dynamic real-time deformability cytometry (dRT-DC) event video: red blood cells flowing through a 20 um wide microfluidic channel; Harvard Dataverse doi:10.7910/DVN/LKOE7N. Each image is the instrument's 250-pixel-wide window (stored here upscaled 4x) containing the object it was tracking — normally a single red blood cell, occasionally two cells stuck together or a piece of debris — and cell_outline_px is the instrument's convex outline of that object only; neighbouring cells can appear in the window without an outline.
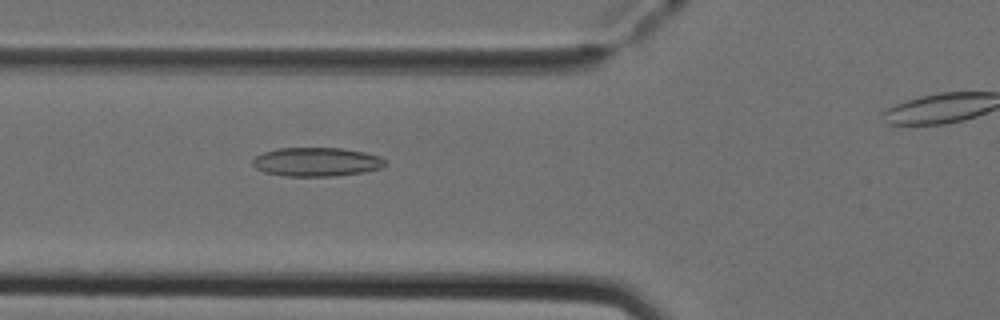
{"species": "Egyptian fruit bat (a non-hibernating species)", "species_latin": "Rousettus aegyptiacus", "temperature_condition": "cold", "stored_images_in_passage": 44, "camera_frame_rate_fps": 3000, "um_per_image_px": 0.085, "animal": {"sex": "female"}, "frame": {"image": 1, "passage_image": 18, "time_ms": 5.667, "image_size_px": [1000, 320], "cell_outline_px": [[388, 164], [380, 168], [364, 172], [332, 176], [284, 176], [264, 172], [256, 168], [252, 164], [252, 160], [256, 156], [264, 152], [280, 148], [340, 148], [364, 152], [380, 156]], "centroid_in_image_um": [26.91, 13.76], "position_along_channel_um": 98.9, "area_um2": 22.25}}
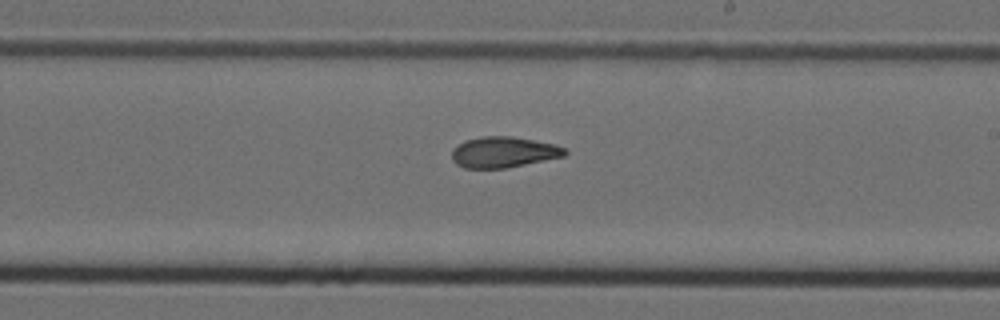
{"frame": {"image": 2, "passage_image": 29, "time_ms": 9.333, "image_size_px": [1000, 320], "cell_outline_px": [[568, 152], [564, 156], [504, 168], [464, 168], [456, 164], [452, 160], [452, 148], [464, 140], [484, 136], [512, 136], [556, 144], [564, 148]], "centroid_in_image_um": [42.77, 12.92], "position_along_channel_um": 246.2, "area_um2": 20.29}}
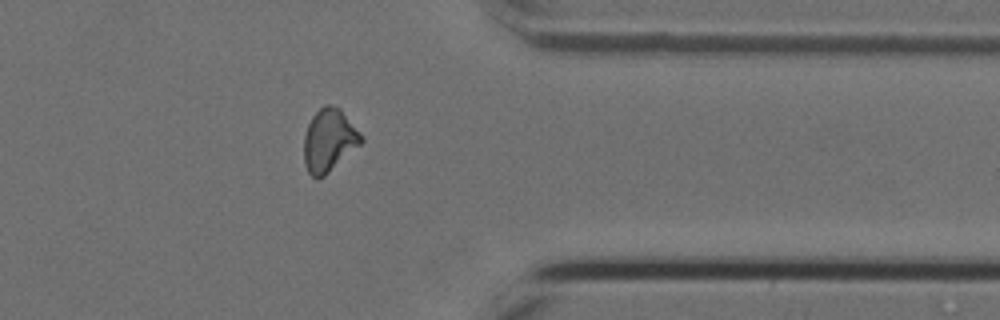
{"frame": {"image": 3, "passage_image": 40, "time_ms": 13.0, "image_size_px": [1000, 320], "cell_outline_px": [[364, 140], [360, 144], [324, 176], [316, 180], [308, 172], [304, 164], [304, 136], [308, 124], [312, 116], [324, 104], [332, 104], [340, 108], [360, 132]], "centroid_in_image_um": [27.95, 11.91], "position_along_channel_um": 383.5, "area_um2": 20.87}, "authors_computed_cell_mechanics": {"area_um2": 20.8947, "velocity_mm_per_s": 4.0019, "shape_relaxation_time_tau1_ms": null, "shape_relaxation_time_tau2_ms": 3.4465, "deformation_change_tau1": null, "deformation_change_tau2": 0.1028}}